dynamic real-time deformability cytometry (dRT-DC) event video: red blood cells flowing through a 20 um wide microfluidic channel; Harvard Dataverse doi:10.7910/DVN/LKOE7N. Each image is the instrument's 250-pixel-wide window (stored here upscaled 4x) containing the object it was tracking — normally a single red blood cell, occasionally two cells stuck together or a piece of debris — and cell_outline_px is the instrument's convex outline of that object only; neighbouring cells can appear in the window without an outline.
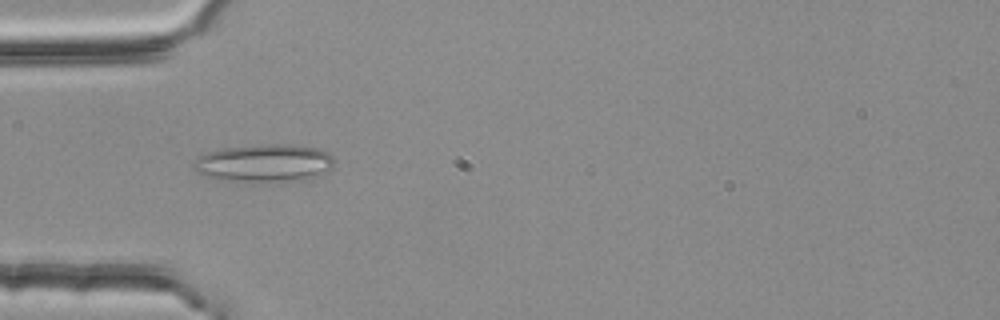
{"species": "common noctule bat (a hibernating species)", "species_latin": "Nyctalus noctula", "temperature_condition": "room temperature", "stored_images_in_passage": 48, "segment_of_instrument_passage": [1, 2], "camera_frame_rate_fps": 3000, "um_per_image_px": 0.085, "animal": {"sex": "female", "body_mass_g": 25.1}, "frame": {"image": 1, "passage_image": 11, "time_ms": 3.333, "image_size_px": [1000, 320], "cell_outline_px": [[332, 168], [316, 176], [300, 180], [264, 184], [216, 180], [204, 176], [196, 172], [192, 168], [192, 164], [200, 156], [208, 152], [224, 148], [260, 144], [292, 144], [316, 148], [328, 152], [332, 156]], "centroid_in_image_um": [22.41, 13.9], "position_along_channel_um": 62.6, "area_um2": 31.79}}